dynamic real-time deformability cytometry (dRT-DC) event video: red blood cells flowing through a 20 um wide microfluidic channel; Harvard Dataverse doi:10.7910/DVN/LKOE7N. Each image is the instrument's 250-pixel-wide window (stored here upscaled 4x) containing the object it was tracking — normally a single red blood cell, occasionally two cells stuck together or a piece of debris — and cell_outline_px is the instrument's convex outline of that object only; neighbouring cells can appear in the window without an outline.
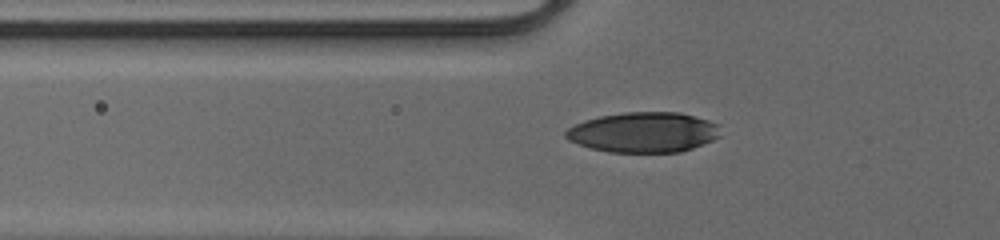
{"species": "human", "species_latin": "Homo sapiens", "temperature_condition": "cold", "stored_images_in_passage": 41, "camera_frame_rate_fps": 3000, "um_per_image_px": 0.085, "donor": {"sex": "male"}, "frame": {"image": 1, "passage_image": 9, "time_ms": 2.667, "image_size_px": [1000, 240], "cell_outline_px": [[720, 136], [712, 140], [692, 148], [680, 152], [608, 152], [592, 148], [568, 140], [564, 136], [564, 132], [568, 128], [584, 120], [600, 116], [624, 112], [680, 112], [708, 120], [720, 124]], "centroid_in_image_um": [54.71, 11.24], "position_along_channel_um": 71.1, "area_um2": 36.3}}
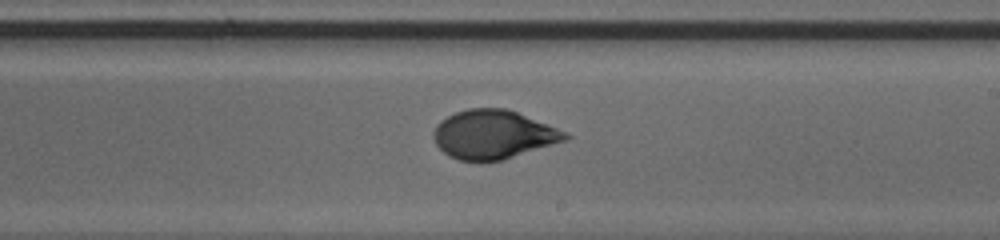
{"frame": {"image": 2, "passage_image": 22, "time_ms": 7.0, "image_size_px": [1000, 240], "cell_outline_px": [[572, 136], [568, 140], [504, 160], [480, 164], [460, 160], [448, 156], [436, 144], [432, 136], [432, 132], [436, 124], [440, 120], [456, 112], [468, 108], [504, 108], [516, 112], [568, 132]], "centroid_in_image_um": [41.92, 11.47], "position_along_channel_um": 247.1, "area_um2": 38.09}}
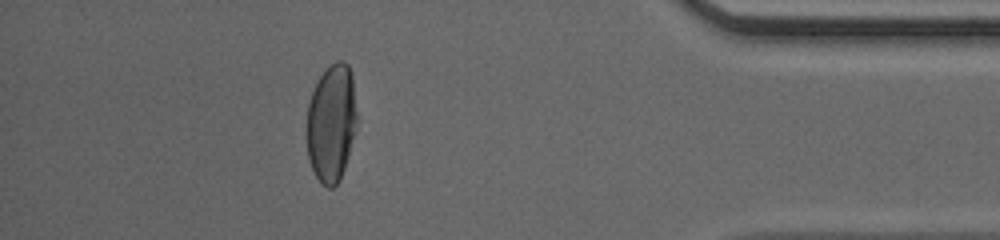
{"frame": {"image": 3, "passage_image": 36, "time_ms": 11.667, "image_size_px": [1000, 240], "cell_outline_px": [[356, 132], [340, 180], [332, 188], [328, 188], [316, 176], [312, 168], [308, 156], [308, 104], [312, 92], [320, 76], [336, 60], [344, 60], [348, 64], [352, 76], [356, 112]], "centroid_in_image_um": [28.19, 10.45], "position_along_channel_um": 407.0, "area_um2": 33.99}, "authors_computed_cell_mechanics": {"area_um2": 36.7608, "velocity_mm_per_s": 4.1357, "shape_relaxation_time_tau1_ms": 6.2962, "shape_relaxation_time_tau2_ms": null, "deformation_change_tau1": 0.2202, "deformation_change_tau2": null}}